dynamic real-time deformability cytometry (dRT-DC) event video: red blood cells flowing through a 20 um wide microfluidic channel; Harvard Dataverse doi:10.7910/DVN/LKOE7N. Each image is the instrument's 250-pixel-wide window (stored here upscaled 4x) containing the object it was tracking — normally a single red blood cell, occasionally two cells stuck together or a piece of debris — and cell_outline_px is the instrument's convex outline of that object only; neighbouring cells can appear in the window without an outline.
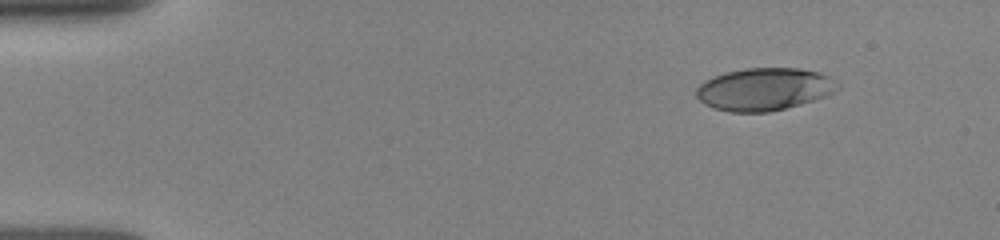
{"species": "human", "species_latin": "Homo sapiens", "temperature_condition": "room temperature", "stored_images_in_passage": 46, "camera_frame_rate_fps": 3000, "um_per_image_px": 0.085, "donor": {"sex": "female"}, "frame": {"image": 1, "passage_image": 1, "time_ms": 0.0, "image_size_px": [1000, 240], "cell_outline_px": [[840, 88], [824, 96], [800, 104], [768, 112], [728, 112], [704, 104], [696, 96], [696, 88], [704, 80], [712, 76], [724, 72], [744, 68], [800, 68], [820, 72], [828, 76], [840, 84]], "centroid_in_image_um": [64.93, 7.56], "position_along_channel_um": 20.1, "area_um2": 35.08}}
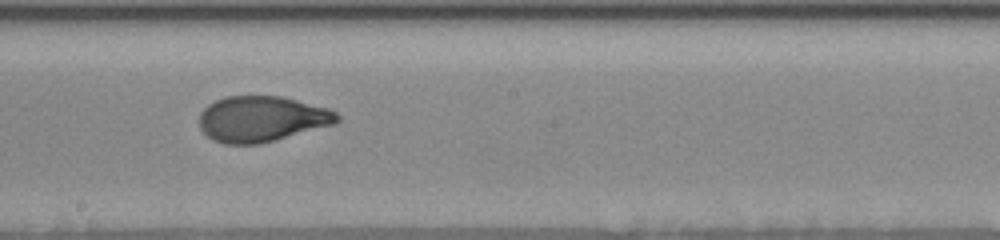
{"frame": {"image": 2, "passage_image": 24, "time_ms": 7.667, "image_size_px": [1000, 240], "cell_outline_px": [[340, 120], [332, 124], [260, 144], [224, 144], [212, 140], [200, 128], [200, 112], [208, 104], [224, 96], [280, 96], [328, 108], [336, 112], [340, 116]], "centroid_in_image_um": [22.21, 10.1], "position_along_channel_um": 226.0, "area_um2": 36.47}}
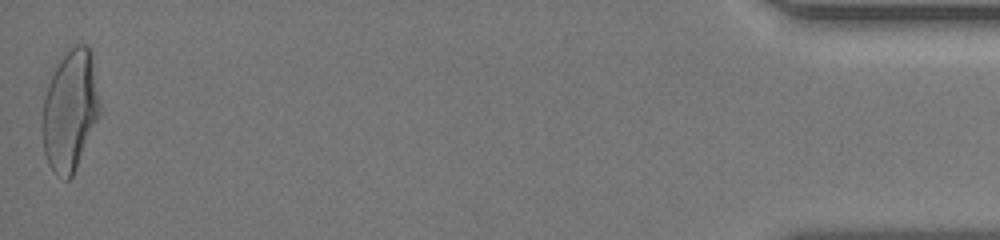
{"frame": {"image": 3, "passage_image": 46, "time_ms": 15.0, "image_size_px": [1000, 240], "cell_outline_px": [[100, 112], [76, 168], [72, 176], [68, 180], [64, 180], [56, 176], [52, 172], [48, 164], [44, 152], [40, 128], [44, 96], [48, 72], [52, 64], [68, 48], [76, 44], [88, 44], [92, 52], [100, 104]], "centroid_in_image_um": [5.89, 9.3], "position_along_channel_um": 429.3, "area_um2": 41.91}, "authors_computed_cell_mechanics": {"area_um2": 36.7319, "velocity_mm_per_s": 3.9432, "shape_relaxation_time_tau1_ms": 3.9458, "shape_relaxation_time_tau2_ms": 0.8055, "deformation_change_tau1": 0.1759, "deformation_change_tau2": 0.0651}}